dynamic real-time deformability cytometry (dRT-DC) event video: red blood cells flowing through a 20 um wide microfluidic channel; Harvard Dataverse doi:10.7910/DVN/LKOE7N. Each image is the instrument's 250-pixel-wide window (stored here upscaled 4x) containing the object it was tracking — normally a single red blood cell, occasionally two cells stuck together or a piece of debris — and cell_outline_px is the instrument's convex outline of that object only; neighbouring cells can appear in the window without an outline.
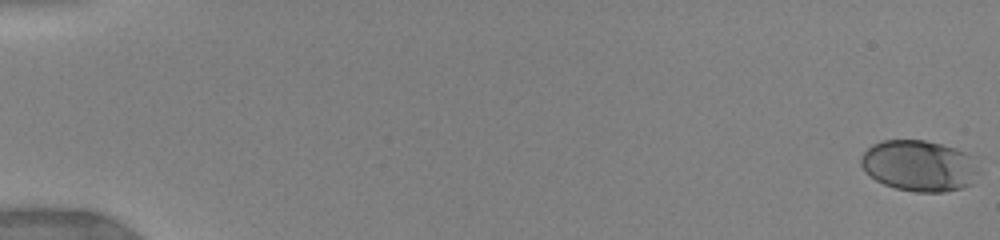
{"species": "human", "species_latin": "Homo sapiens", "temperature_condition": "warm", "stored_images_in_passage": 12, "camera_frame_rate_fps": 3000, "um_per_image_px": 0.085, "donor": {"sex": "female"}, "frame": {"image": 1, "passage_image": 1, "time_ms": 0.0, "image_size_px": [1000, 240], "cell_outline_px": [[980, 172], [972, 184], [964, 188], [944, 192], [916, 192], [896, 188], [884, 184], [876, 180], [864, 172], [860, 164], [860, 156], [872, 144], [884, 140], [924, 140], [956, 148], [968, 152], [976, 156], [980, 168]], "centroid_in_image_um": [78.19, 14.09], "position_along_channel_um": 6.8, "area_um2": 35.89}}